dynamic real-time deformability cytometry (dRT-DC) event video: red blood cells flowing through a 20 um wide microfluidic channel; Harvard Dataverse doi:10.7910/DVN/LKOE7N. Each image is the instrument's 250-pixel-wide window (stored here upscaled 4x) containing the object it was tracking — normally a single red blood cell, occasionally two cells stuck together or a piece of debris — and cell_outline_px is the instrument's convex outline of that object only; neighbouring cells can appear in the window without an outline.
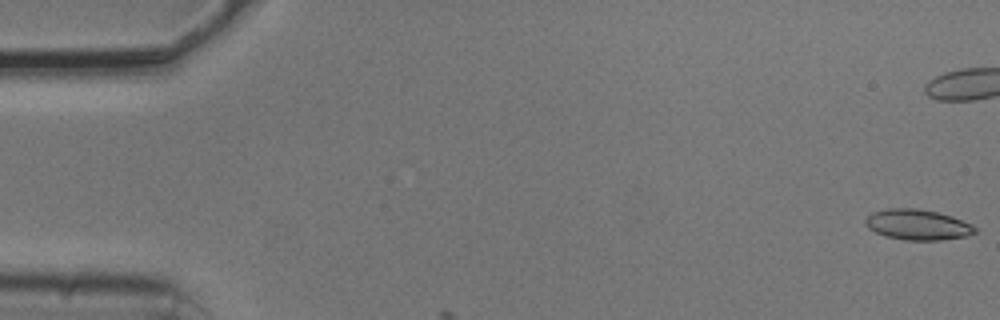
{"species": "common noctule bat (a hibernating species)", "species_latin": "Nyctalus noctula", "temperature_condition": "cold", "stored_images_in_passage": 4, "camera_frame_rate_fps": 3000, "um_per_image_px": 0.085, "animal": {"sex": "male", "body_mass_g": 20.5, "forearm_length_mm": 52.5}, "frame": {"image": 1, "passage_image": 1, "time_ms": 0.0, "image_size_px": [1000, 320], "cell_outline_px": [[976, 232], [968, 236], [940, 240], [904, 240], [884, 236], [868, 228], [864, 224], [864, 220], [872, 212], [888, 208], [916, 208], [936, 212], [952, 216], [972, 224], [976, 228]], "centroid_in_image_um": [77.98, 19.1], "position_along_channel_um": 7.0, "area_um2": 19.59}}